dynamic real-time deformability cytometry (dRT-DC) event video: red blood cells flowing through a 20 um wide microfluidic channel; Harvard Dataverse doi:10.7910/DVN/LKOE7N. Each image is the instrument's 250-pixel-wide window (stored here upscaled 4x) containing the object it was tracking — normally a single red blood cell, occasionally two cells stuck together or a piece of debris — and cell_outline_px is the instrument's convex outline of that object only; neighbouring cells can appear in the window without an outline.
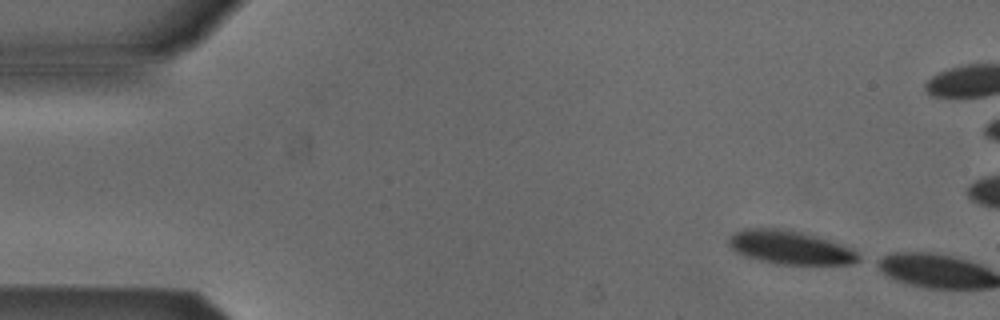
{"species": "Egyptian fruit bat (a non-hibernating species)", "species_latin": "Rousettus aegyptiacus", "temperature_condition": "cold", "stored_images_in_passage": 3, "camera_frame_rate_fps": 3000, "um_per_image_px": 0.085, "animal": {"sex": "male"}, "frame": {"image": 1, "passage_image": 1, "time_ms": 0.0, "image_size_px": [1000, 320], "cell_outline_px": [[860, 260], [852, 264], [776, 264], [744, 256], [736, 252], [728, 244], [728, 240], [736, 232], [744, 228], [776, 228], [804, 232], [852, 248], [860, 256]], "centroid_in_image_um": [67.16, 21.03], "position_along_channel_um": 17.8, "area_um2": 25.26}}